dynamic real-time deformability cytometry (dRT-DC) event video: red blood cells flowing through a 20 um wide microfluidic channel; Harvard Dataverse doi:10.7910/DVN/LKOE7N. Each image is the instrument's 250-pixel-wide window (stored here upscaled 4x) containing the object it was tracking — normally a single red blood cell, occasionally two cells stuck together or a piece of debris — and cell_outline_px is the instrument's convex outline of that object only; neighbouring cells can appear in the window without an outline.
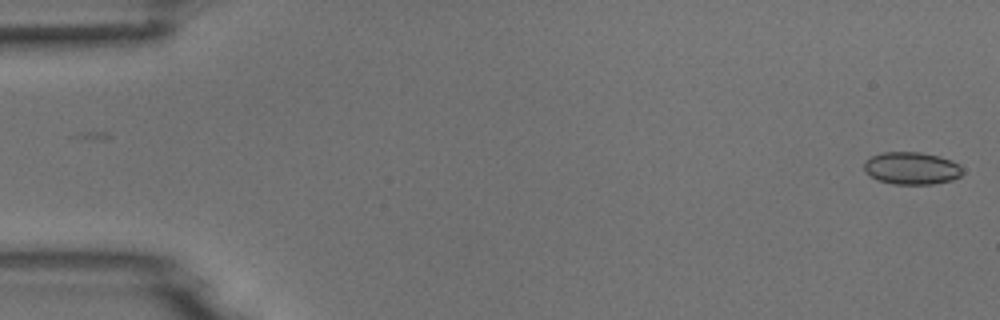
{"species": "common noctule bat (a hibernating species)", "species_latin": "Nyctalus noctula", "temperature_condition": "room temperature", "stored_images_in_passage": 2, "camera_frame_rate_fps": 3000, "um_per_image_px": 0.085, "animal": {"sex": "male", "body_mass_g": 18.8}, "frame": {"image": 1, "passage_image": 2, "time_ms": 1.0, "image_size_px": [1000, 320], "cell_outline_px": [[964, 172], [960, 176], [952, 180], [932, 184], [892, 184], [876, 180], [864, 172], [864, 160], [872, 156], [884, 152], [920, 152], [940, 156], [952, 160], [960, 164]], "centroid_in_image_um": [77.49, 14.3], "position_along_channel_um": 7.5, "area_um2": 18.9}}